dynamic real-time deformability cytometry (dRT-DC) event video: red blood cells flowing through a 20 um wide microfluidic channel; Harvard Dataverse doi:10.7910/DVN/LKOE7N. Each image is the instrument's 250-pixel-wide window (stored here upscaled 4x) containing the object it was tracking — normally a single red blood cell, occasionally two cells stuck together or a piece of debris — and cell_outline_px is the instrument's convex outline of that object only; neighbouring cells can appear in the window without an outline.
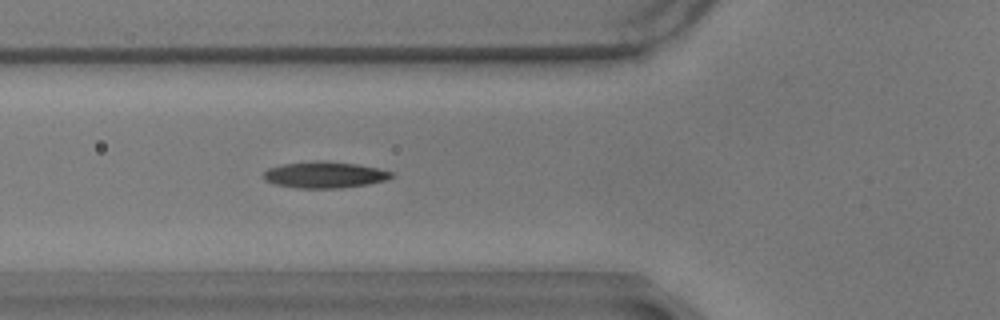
{"species": "common noctule bat (a hibernating species)", "species_latin": "Nyctalus noctula", "temperature_condition": "warm", "stored_images_in_passage": 37, "camera_frame_rate_fps": 3000, "um_per_image_px": 0.085, "animal": {"sex": "male", "body_mass_g": 17.9}, "frame": {"image": 1, "passage_image": 9, "time_ms": 2.667, "image_size_px": [1000, 320], "cell_outline_px": [[396, 176], [388, 180], [368, 184], [340, 188], [296, 188], [272, 184], [264, 180], [264, 172], [268, 168], [284, 164], [316, 160], [328, 160], [356, 164], [376, 168], [392, 172]], "centroid_in_image_um": [27.6, 14.86], "position_along_channel_um": 98.2, "area_um2": 19.88}}
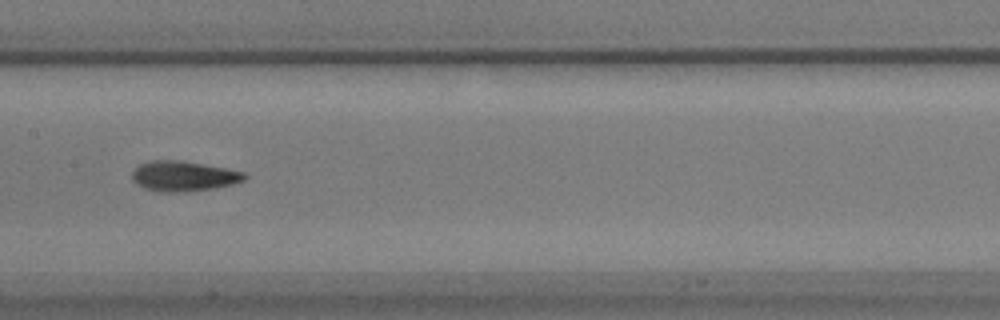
{"frame": {"image": 2, "passage_image": 17, "time_ms": 5.333, "image_size_px": [1000, 320], "cell_outline_px": [[248, 176], [244, 180], [232, 184], [212, 188], [184, 192], [164, 192], [144, 188], [132, 180], [132, 172], [140, 164], [152, 160], [184, 160], [228, 168], [244, 172]], "centroid_in_image_um": [15.62, 14.95], "position_along_channel_um": 191.8, "area_um2": 19.83}}
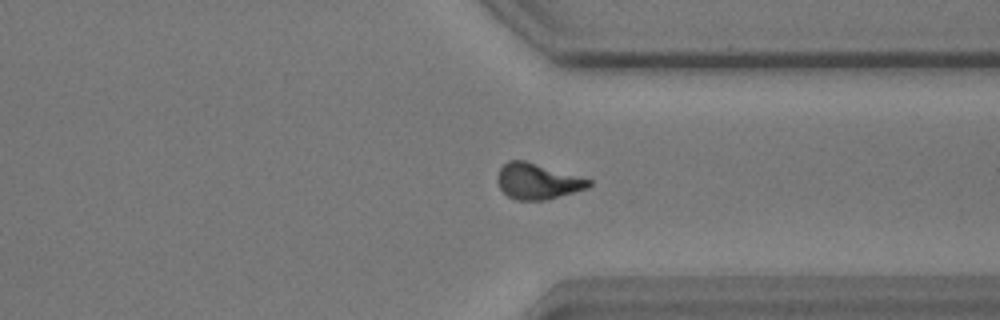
{"frame": {"image": 3, "passage_image": 32, "time_ms": 10.333, "image_size_px": [1000, 320], "cell_outline_px": [[592, 184], [588, 188], [544, 200], [516, 200], [508, 196], [500, 188], [496, 176], [500, 168], [508, 160], [524, 160], [592, 180]], "centroid_in_image_um": [45.67, 15.41], "position_along_channel_um": 365.7, "area_um2": 18.84}, "authors_computed_cell_mechanics": {"area_um2": 19.1318, "velocity_mm_per_s": 3.4866, "shape_relaxation_time_tau1_ms": 5.6805, "shape_relaxation_time_tau2_ms": 2.5589, "deformation_change_tau1": 0.1757, "deformation_change_tau2": 0.0992}}